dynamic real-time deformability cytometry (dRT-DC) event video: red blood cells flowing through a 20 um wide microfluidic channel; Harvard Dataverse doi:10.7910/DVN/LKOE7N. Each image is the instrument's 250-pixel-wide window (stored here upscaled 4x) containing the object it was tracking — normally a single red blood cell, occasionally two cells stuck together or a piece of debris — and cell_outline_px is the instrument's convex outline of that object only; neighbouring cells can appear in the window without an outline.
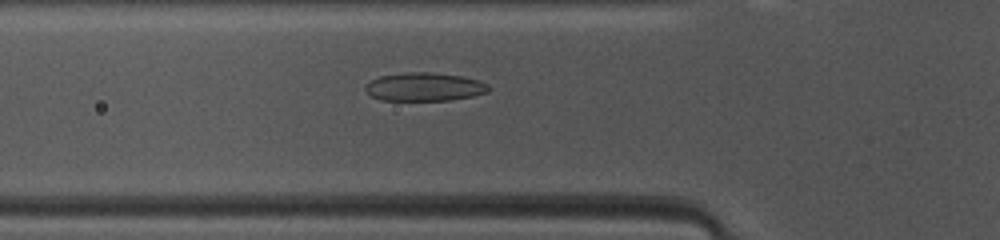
{"species": "common noctule bat (a hibernating species)", "species_latin": "Nyctalus noctula", "temperature_condition": "warm", "stored_images_in_passage": 46, "camera_frame_rate_fps": 3000, "um_per_image_px": 0.085, "animal": {"sex": "female", "body_mass_g": 10.0, "forearm_length_mm": 53.1}, "frame": {"image": 1, "passage_image": 14, "time_ms": 4.333, "image_size_px": [1000, 240], "cell_outline_px": [[488, 92], [472, 96], [452, 100], [380, 100], [372, 96], [364, 88], [372, 80], [380, 76], [408, 72], [432, 72], [464, 76], [480, 80], [488, 84]], "centroid_in_image_um": [36.12, 7.38], "position_along_channel_um": 89.7, "area_um2": 20.35}}
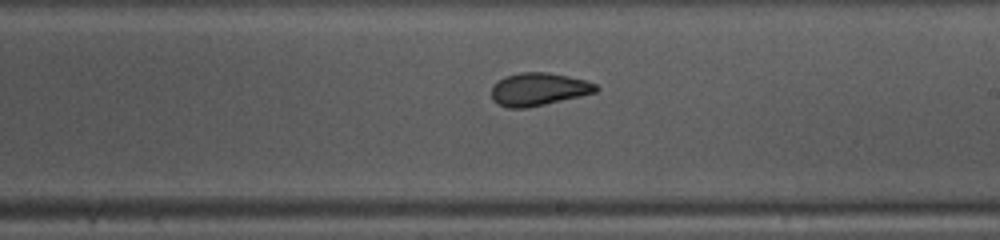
{"frame": {"image": 2, "passage_image": 25, "time_ms": 8.0, "image_size_px": [1000, 240], "cell_outline_px": [[600, 88], [596, 92], [580, 96], [528, 108], [508, 108], [492, 100], [492, 84], [504, 76], [520, 72], [548, 72], [588, 80], [596, 84]], "centroid_in_image_um": [45.78, 7.57], "position_along_channel_um": 243.2, "area_um2": 20.17}}
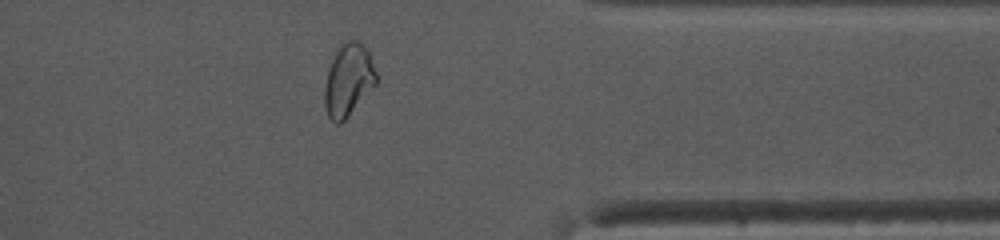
{"frame": {"image": 3, "passage_image": 36, "time_ms": 11.667, "image_size_px": [1000, 240], "cell_outline_px": [[376, 84], [348, 116], [340, 124], [336, 124], [328, 116], [324, 104], [324, 88], [328, 72], [332, 60], [340, 44], [348, 40], [360, 40], [368, 48], [376, 72]], "centroid_in_image_um": [29.62, 6.78], "position_along_channel_um": 381.8, "area_um2": 21.73}, "authors_computed_cell_mechanics": {"area_um2": 21.2993, "velocity_mm_per_s": 4.1623, "shape_relaxation_time_tau1_ms": 4.4858, "shape_relaxation_time_tau2_ms": 1.1163, "deformation_change_tau1": 0.1561, "deformation_change_tau2": 0.0596}}